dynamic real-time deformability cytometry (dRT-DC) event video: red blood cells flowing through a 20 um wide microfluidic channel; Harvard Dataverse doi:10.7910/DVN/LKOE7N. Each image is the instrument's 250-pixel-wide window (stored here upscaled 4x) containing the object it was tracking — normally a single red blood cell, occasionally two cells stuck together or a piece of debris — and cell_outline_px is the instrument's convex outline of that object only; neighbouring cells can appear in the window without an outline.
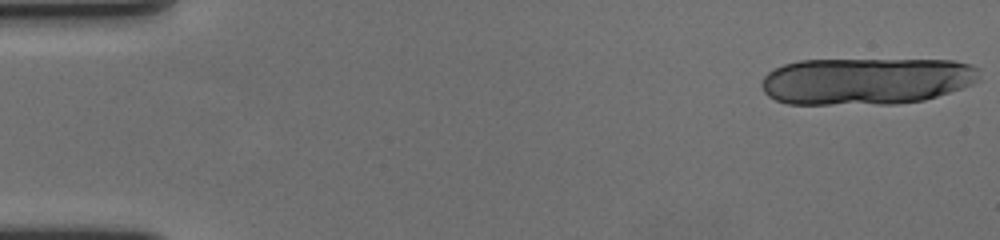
{"species": "human", "species_latin": "Homo sapiens", "temperature_condition": "cold", "stored_images_in_passage": 19, "camera_frame_rate_fps": 3000, "um_per_image_px": 0.085, "donor": {"sex": "female"}, "frame": {"image": 1, "passage_image": 1, "time_ms": 0.0, "image_size_px": [1000, 240], "cell_outline_px": [[980, 80], [972, 84], [924, 100], [896, 104], [788, 104], [776, 100], [768, 96], [764, 92], [760, 84], [764, 76], [768, 72], [784, 64], [800, 60], [952, 60], [972, 64], [980, 68]], "centroid_in_image_um": [73.63, 6.88], "position_along_channel_um": 11.4, "area_um2": 60.05}}